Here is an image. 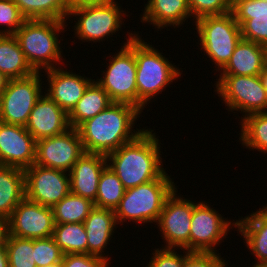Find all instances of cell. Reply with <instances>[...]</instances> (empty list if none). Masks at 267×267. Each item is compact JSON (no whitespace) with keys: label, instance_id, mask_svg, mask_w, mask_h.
I'll use <instances>...</instances> for the list:
<instances>
[{"label":"cell","instance_id":"cell-21","mask_svg":"<svg viewBox=\"0 0 267 267\" xmlns=\"http://www.w3.org/2000/svg\"><path fill=\"white\" fill-rule=\"evenodd\" d=\"M87 235V254L102 257L110 262L104 254L115 233L117 219L113 209L94 207L83 222ZM103 252V253H102Z\"/></svg>","mask_w":267,"mask_h":267},{"label":"cell","instance_id":"cell-40","mask_svg":"<svg viewBox=\"0 0 267 267\" xmlns=\"http://www.w3.org/2000/svg\"><path fill=\"white\" fill-rule=\"evenodd\" d=\"M70 7H81L85 5L106 4L115 0H68Z\"/></svg>","mask_w":267,"mask_h":267},{"label":"cell","instance_id":"cell-12","mask_svg":"<svg viewBox=\"0 0 267 267\" xmlns=\"http://www.w3.org/2000/svg\"><path fill=\"white\" fill-rule=\"evenodd\" d=\"M175 188L167 197L157 225L161 232L164 248L185 249L189 252L191 218L196 201L178 196Z\"/></svg>","mask_w":267,"mask_h":267},{"label":"cell","instance_id":"cell-16","mask_svg":"<svg viewBox=\"0 0 267 267\" xmlns=\"http://www.w3.org/2000/svg\"><path fill=\"white\" fill-rule=\"evenodd\" d=\"M36 140L25 126L0 121V165L27 169L35 162Z\"/></svg>","mask_w":267,"mask_h":267},{"label":"cell","instance_id":"cell-35","mask_svg":"<svg viewBox=\"0 0 267 267\" xmlns=\"http://www.w3.org/2000/svg\"><path fill=\"white\" fill-rule=\"evenodd\" d=\"M25 20L13 0H0V26L3 25L4 28L0 30V35H14Z\"/></svg>","mask_w":267,"mask_h":267},{"label":"cell","instance_id":"cell-3","mask_svg":"<svg viewBox=\"0 0 267 267\" xmlns=\"http://www.w3.org/2000/svg\"><path fill=\"white\" fill-rule=\"evenodd\" d=\"M67 26L66 21L26 19L14 34L26 61L35 72L56 68L63 61L58 34Z\"/></svg>","mask_w":267,"mask_h":267},{"label":"cell","instance_id":"cell-34","mask_svg":"<svg viewBox=\"0 0 267 267\" xmlns=\"http://www.w3.org/2000/svg\"><path fill=\"white\" fill-rule=\"evenodd\" d=\"M33 250L37 267L61 263L64 256L53 237L33 239Z\"/></svg>","mask_w":267,"mask_h":267},{"label":"cell","instance_id":"cell-8","mask_svg":"<svg viewBox=\"0 0 267 267\" xmlns=\"http://www.w3.org/2000/svg\"><path fill=\"white\" fill-rule=\"evenodd\" d=\"M117 1L106 4L71 7L68 19L76 16L74 26L75 37L83 42H101L112 37L124 25L126 12L118 6ZM73 15V16H72ZM78 15V16H77ZM109 36V37H108Z\"/></svg>","mask_w":267,"mask_h":267},{"label":"cell","instance_id":"cell-7","mask_svg":"<svg viewBox=\"0 0 267 267\" xmlns=\"http://www.w3.org/2000/svg\"><path fill=\"white\" fill-rule=\"evenodd\" d=\"M118 53L109 56L103 77L95 80L107 93L112 102L128 103L137 107V64L134 56V37L137 33H128Z\"/></svg>","mask_w":267,"mask_h":267},{"label":"cell","instance_id":"cell-14","mask_svg":"<svg viewBox=\"0 0 267 267\" xmlns=\"http://www.w3.org/2000/svg\"><path fill=\"white\" fill-rule=\"evenodd\" d=\"M83 154L79 133L77 129L70 128L61 135L37 140L34 164L70 172Z\"/></svg>","mask_w":267,"mask_h":267},{"label":"cell","instance_id":"cell-5","mask_svg":"<svg viewBox=\"0 0 267 267\" xmlns=\"http://www.w3.org/2000/svg\"><path fill=\"white\" fill-rule=\"evenodd\" d=\"M165 171L159 178L127 189L115 208L118 225L128 221L157 223L167 197L177 187Z\"/></svg>","mask_w":267,"mask_h":267},{"label":"cell","instance_id":"cell-19","mask_svg":"<svg viewBox=\"0 0 267 267\" xmlns=\"http://www.w3.org/2000/svg\"><path fill=\"white\" fill-rule=\"evenodd\" d=\"M231 12L240 25L242 39L267 47V1L236 0Z\"/></svg>","mask_w":267,"mask_h":267},{"label":"cell","instance_id":"cell-31","mask_svg":"<svg viewBox=\"0 0 267 267\" xmlns=\"http://www.w3.org/2000/svg\"><path fill=\"white\" fill-rule=\"evenodd\" d=\"M65 254H87V235L84 223L55 224L52 236Z\"/></svg>","mask_w":267,"mask_h":267},{"label":"cell","instance_id":"cell-37","mask_svg":"<svg viewBox=\"0 0 267 267\" xmlns=\"http://www.w3.org/2000/svg\"><path fill=\"white\" fill-rule=\"evenodd\" d=\"M177 252L175 248H155L145 267H184L185 254Z\"/></svg>","mask_w":267,"mask_h":267},{"label":"cell","instance_id":"cell-32","mask_svg":"<svg viewBox=\"0 0 267 267\" xmlns=\"http://www.w3.org/2000/svg\"><path fill=\"white\" fill-rule=\"evenodd\" d=\"M126 189L118 176L107 165L101 172L95 207L113 209L119 205Z\"/></svg>","mask_w":267,"mask_h":267},{"label":"cell","instance_id":"cell-10","mask_svg":"<svg viewBox=\"0 0 267 267\" xmlns=\"http://www.w3.org/2000/svg\"><path fill=\"white\" fill-rule=\"evenodd\" d=\"M42 74L35 72L24 78L11 79L0 95V121L25 126L30 113L43 95Z\"/></svg>","mask_w":267,"mask_h":267},{"label":"cell","instance_id":"cell-27","mask_svg":"<svg viewBox=\"0 0 267 267\" xmlns=\"http://www.w3.org/2000/svg\"><path fill=\"white\" fill-rule=\"evenodd\" d=\"M0 72L9 80L35 73L14 35H0Z\"/></svg>","mask_w":267,"mask_h":267},{"label":"cell","instance_id":"cell-29","mask_svg":"<svg viewBox=\"0 0 267 267\" xmlns=\"http://www.w3.org/2000/svg\"><path fill=\"white\" fill-rule=\"evenodd\" d=\"M239 140L248 149L267 153V112L251 113L240 120Z\"/></svg>","mask_w":267,"mask_h":267},{"label":"cell","instance_id":"cell-11","mask_svg":"<svg viewBox=\"0 0 267 267\" xmlns=\"http://www.w3.org/2000/svg\"><path fill=\"white\" fill-rule=\"evenodd\" d=\"M197 202L191 218L189 252H216L215 247L226 239L230 227L236 229V222L228 221L205 201Z\"/></svg>","mask_w":267,"mask_h":267},{"label":"cell","instance_id":"cell-36","mask_svg":"<svg viewBox=\"0 0 267 267\" xmlns=\"http://www.w3.org/2000/svg\"><path fill=\"white\" fill-rule=\"evenodd\" d=\"M187 2L193 21L200 17L221 15L231 11L228 0H187Z\"/></svg>","mask_w":267,"mask_h":267},{"label":"cell","instance_id":"cell-9","mask_svg":"<svg viewBox=\"0 0 267 267\" xmlns=\"http://www.w3.org/2000/svg\"><path fill=\"white\" fill-rule=\"evenodd\" d=\"M215 91L228 111H241L242 116L267 112V92L260 75H219ZM243 111V112H242Z\"/></svg>","mask_w":267,"mask_h":267},{"label":"cell","instance_id":"cell-38","mask_svg":"<svg viewBox=\"0 0 267 267\" xmlns=\"http://www.w3.org/2000/svg\"><path fill=\"white\" fill-rule=\"evenodd\" d=\"M185 253L184 267H219L225 260L219 252H188Z\"/></svg>","mask_w":267,"mask_h":267},{"label":"cell","instance_id":"cell-15","mask_svg":"<svg viewBox=\"0 0 267 267\" xmlns=\"http://www.w3.org/2000/svg\"><path fill=\"white\" fill-rule=\"evenodd\" d=\"M55 221L51 207L24 198L8 219L9 235L42 239L53 236Z\"/></svg>","mask_w":267,"mask_h":267},{"label":"cell","instance_id":"cell-4","mask_svg":"<svg viewBox=\"0 0 267 267\" xmlns=\"http://www.w3.org/2000/svg\"><path fill=\"white\" fill-rule=\"evenodd\" d=\"M149 44L137 32L134 37V56L137 64V108L141 111L155 95L166 90V87L182 74L179 67L169 62L158 49Z\"/></svg>","mask_w":267,"mask_h":267},{"label":"cell","instance_id":"cell-47","mask_svg":"<svg viewBox=\"0 0 267 267\" xmlns=\"http://www.w3.org/2000/svg\"><path fill=\"white\" fill-rule=\"evenodd\" d=\"M228 1L232 5L236 0H228Z\"/></svg>","mask_w":267,"mask_h":267},{"label":"cell","instance_id":"cell-1","mask_svg":"<svg viewBox=\"0 0 267 267\" xmlns=\"http://www.w3.org/2000/svg\"><path fill=\"white\" fill-rule=\"evenodd\" d=\"M141 112L143 111L134 105L113 102L105 110L80 124L76 129L84 152L107 156L136 139L145 130L142 128L136 131L133 127Z\"/></svg>","mask_w":267,"mask_h":267},{"label":"cell","instance_id":"cell-43","mask_svg":"<svg viewBox=\"0 0 267 267\" xmlns=\"http://www.w3.org/2000/svg\"><path fill=\"white\" fill-rule=\"evenodd\" d=\"M8 81L9 79H7V77L0 72V95L2 91L6 88Z\"/></svg>","mask_w":267,"mask_h":267},{"label":"cell","instance_id":"cell-17","mask_svg":"<svg viewBox=\"0 0 267 267\" xmlns=\"http://www.w3.org/2000/svg\"><path fill=\"white\" fill-rule=\"evenodd\" d=\"M49 88L44 92L69 114L93 79L67 71L62 67L45 70ZM47 92V93H46Z\"/></svg>","mask_w":267,"mask_h":267},{"label":"cell","instance_id":"cell-2","mask_svg":"<svg viewBox=\"0 0 267 267\" xmlns=\"http://www.w3.org/2000/svg\"><path fill=\"white\" fill-rule=\"evenodd\" d=\"M153 131L145 129L136 139L106 156L107 165L126 190L155 180L166 170L163 168L160 140Z\"/></svg>","mask_w":267,"mask_h":267},{"label":"cell","instance_id":"cell-42","mask_svg":"<svg viewBox=\"0 0 267 267\" xmlns=\"http://www.w3.org/2000/svg\"><path fill=\"white\" fill-rule=\"evenodd\" d=\"M0 267H9L6 243L0 246Z\"/></svg>","mask_w":267,"mask_h":267},{"label":"cell","instance_id":"cell-26","mask_svg":"<svg viewBox=\"0 0 267 267\" xmlns=\"http://www.w3.org/2000/svg\"><path fill=\"white\" fill-rule=\"evenodd\" d=\"M112 103L108 93L94 79L86 88L76 106L68 114L70 128L76 129L80 124L93 118Z\"/></svg>","mask_w":267,"mask_h":267},{"label":"cell","instance_id":"cell-23","mask_svg":"<svg viewBox=\"0 0 267 267\" xmlns=\"http://www.w3.org/2000/svg\"><path fill=\"white\" fill-rule=\"evenodd\" d=\"M267 65V47L241 39L220 75H260Z\"/></svg>","mask_w":267,"mask_h":267},{"label":"cell","instance_id":"cell-39","mask_svg":"<svg viewBox=\"0 0 267 267\" xmlns=\"http://www.w3.org/2000/svg\"><path fill=\"white\" fill-rule=\"evenodd\" d=\"M63 267H108V260L90 254H65L62 262Z\"/></svg>","mask_w":267,"mask_h":267},{"label":"cell","instance_id":"cell-44","mask_svg":"<svg viewBox=\"0 0 267 267\" xmlns=\"http://www.w3.org/2000/svg\"><path fill=\"white\" fill-rule=\"evenodd\" d=\"M261 80L263 82L264 88L267 92V65L264 68L263 72L260 74Z\"/></svg>","mask_w":267,"mask_h":267},{"label":"cell","instance_id":"cell-20","mask_svg":"<svg viewBox=\"0 0 267 267\" xmlns=\"http://www.w3.org/2000/svg\"><path fill=\"white\" fill-rule=\"evenodd\" d=\"M106 166L105 155L84 152L69 172L70 192L94 202L101 172Z\"/></svg>","mask_w":267,"mask_h":267},{"label":"cell","instance_id":"cell-45","mask_svg":"<svg viewBox=\"0 0 267 267\" xmlns=\"http://www.w3.org/2000/svg\"><path fill=\"white\" fill-rule=\"evenodd\" d=\"M46 267H63L61 263H56L50 266H46Z\"/></svg>","mask_w":267,"mask_h":267},{"label":"cell","instance_id":"cell-13","mask_svg":"<svg viewBox=\"0 0 267 267\" xmlns=\"http://www.w3.org/2000/svg\"><path fill=\"white\" fill-rule=\"evenodd\" d=\"M25 198L53 207L70 193L69 172L32 164L24 170Z\"/></svg>","mask_w":267,"mask_h":267},{"label":"cell","instance_id":"cell-24","mask_svg":"<svg viewBox=\"0 0 267 267\" xmlns=\"http://www.w3.org/2000/svg\"><path fill=\"white\" fill-rule=\"evenodd\" d=\"M140 22L150 23L158 30L172 26L179 28L190 17L187 0H148Z\"/></svg>","mask_w":267,"mask_h":267},{"label":"cell","instance_id":"cell-41","mask_svg":"<svg viewBox=\"0 0 267 267\" xmlns=\"http://www.w3.org/2000/svg\"><path fill=\"white\" fill-rule=\"evenodd\" d=\"M8 234V220L6 218L0 217V246H3L6 243Z\"/></svg>","mask_w":267,"mask_h":267},{"label":"cell","instance_id":"cell-30","mask_svg":"<svg viewBox=\"0 0 267 267\" xmlns=\"http://www.w3.org/2000/svg\"><path fill=\"white\" fill-rule=\"evenodd\" d=\"M94 207L92 200L70 192L52 207L55 224L83 223Z\"/></svg>","mask_w":267,"mask_h":267},{"label":"cell","instance_id":"cell-22","mask_svg":"<svg viewBox=\"0 0 267 267\" xmlns=\"http://www.w3.org/2000/svg\"><path fill=\"white\" fill-rule=\"evenodd\" d=\"M239 234L257 263L252 267H267V205L236 221Z\"/></svg>","mask_w":267,"mask_h":267},{"label":"cell","instance_id":"cell-18","mask_svg":"<svg viewBox=\"0 0 267 267\" xmlns=\"http://www.w3.org/2000/svg\"><path fill=\"white\" fill-rule=\"evenodd\" d=\"M25 128L36 141L61 135L70 129L68 114L44 94L34 105Z\"/></svg>","mask_w":267,"mask_h":267},{"label":"cell","instance_id":"cell-6","mask_svg":"<svg viewBox=\"0 0 267 267\" xmlns=\"http://www.w3.org/2000/svg\"><path fill=\"white\" fill-rule=\"evenodd\" d=\"M204 54L220 71L230 60L237 44L242 39L240 25L232 12L221 15H208L194 21Z\"/></svg>","mask_w":267,"mask_h":267},{"label":"cell","instance_id":"cell-28","mask_svg":"<svg viewBox=\"0 0 267 267\" xmlns=\"http://www.w3.org/2000/svg\"><path fill=\"white\" fill-rule=\"evenodd\" d=\"M26 19L68 20V0H13Z\"/></svg>","mask_w":267,"mask_h":267},{"label":"cell","instance_id":"cell-33","mask_svg":"<svg viewBox=\"0 0 267 267\" xmlns=\"http://www.w3.org/2000/svg\"><path fill=\"white\" fill-rule=\"evenodd\" d=\"M6 249L9 267H37L33 250V239L7 236Z\"/></svg>","mask_w":267,"mask_h":267},{"label":"cell","instance_id":"cell-25","mask_svg":"<svg viewBox=\"0 0 267 267\" xmlns=\"http://www.w3.org/2000/svg\"><path fill=\"white\" fill-rule=\"evenodd\" d=\"M24 198V170L0 165V217L8 220Z\"/></svg>","mask_w":267,"mask_h":267},{"label":"cell","instance_id":"cell-46","mask_svg":"<svg viewBox=\"0 0 267 267\" xmlns=\"http://www.w3.org/2000/svg\"><path fill=\"white\" fill-rule=\"evenodd\" d=\"M227 263H228V262H225V261H224L219 267H228V266H227Z\"/></svg>","mask_w":267,"mask_h":267}]
</instances>
